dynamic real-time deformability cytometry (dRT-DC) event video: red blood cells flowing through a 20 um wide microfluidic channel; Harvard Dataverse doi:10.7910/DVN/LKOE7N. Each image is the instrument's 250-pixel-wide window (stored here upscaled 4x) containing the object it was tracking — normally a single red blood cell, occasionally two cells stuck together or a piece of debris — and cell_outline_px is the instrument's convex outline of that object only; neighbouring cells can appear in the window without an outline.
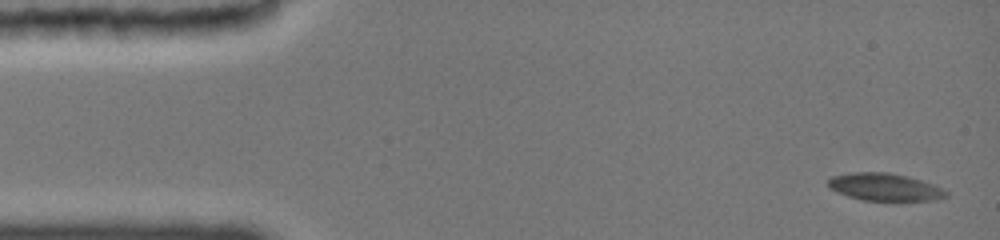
{"species": "common noctule bat (a hibernating species)", "species_latin": "Nyctalus noctula", "temperature_condition": "cold", "stored_images_in_passage": 21, "camera_frame_rate_fps": 3000, "um_per_image_px": 0.085, "animal": {"sex": "female", "body_mass_g": 19.0, "forearm_length_mm": 51.5}, "frame": {"image": 1, "passage_image": 1, "time_ms": 0.0, "image_size_px": [1000, 240], "cell_outline_px": [[948, 196], [936, 200], [860, 200], [836, 192], [828, 188], [828, 180], [832, 176], [848, 172], [888, 172], [908, 176], [944, 188], [948, 192]], "centroid_in_image_um": [75.18, 15.89], "position_along_channel_um": 9.8, "area_um2": 19.02}}
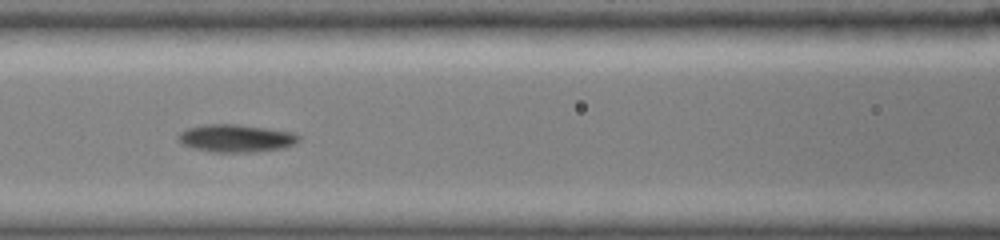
{"frame": {"image": 2, "passage_image": 12, "time_ms": 6.333, "image_size_px": [1000, 240], "cell_outline_px": [[300, 140], [296, 144], [288, 148], [256, 152], [212, 152], [196, 148], [184, 144], [180, 140], [180, 132], [188, 128], [212, 124], [232, 124], [288, 132], [300, 136]], "centroid_in_image_um": [20.13, 11.78], "position_along_channel_um": 146.5, "area_um2": 18.96}}
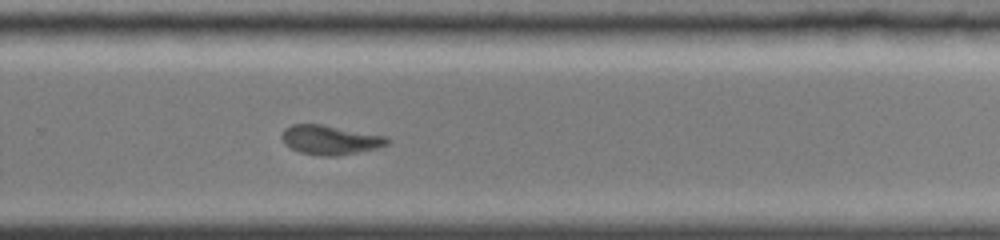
{"frame": {"image": 3, "passage_image": 21, "time_ms": 10.333, "image_size_px": [1000, 240], "cell_outline_px": [[388, 144], [376, 148], [360, 152], [336, 156], [320, 156], [300, 152], [292, 148], [284, 140], [284, 128], [292, 124], [320, 124], [388, 136]], "centroid_in_image_um": [28.11, 11.89], "position_along_channel_um": 301.7, "area_um2": 17.74}}